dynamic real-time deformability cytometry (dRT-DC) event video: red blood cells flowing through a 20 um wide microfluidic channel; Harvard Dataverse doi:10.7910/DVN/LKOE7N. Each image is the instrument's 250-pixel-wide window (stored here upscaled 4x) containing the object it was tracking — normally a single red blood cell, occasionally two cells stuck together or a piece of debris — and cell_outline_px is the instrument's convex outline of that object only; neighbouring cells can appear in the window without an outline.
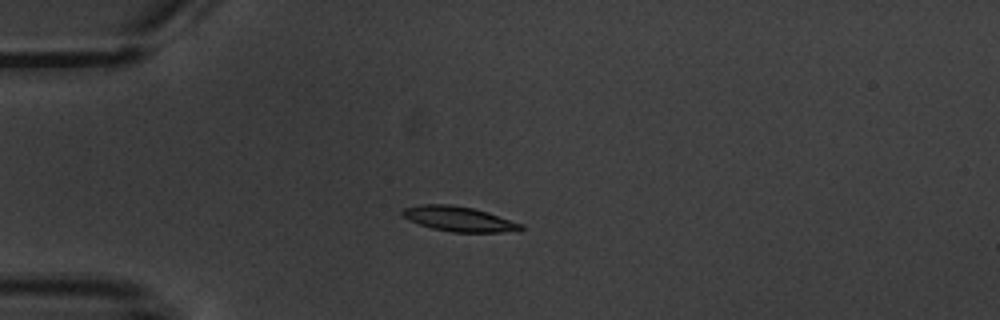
{"species": "common noctule bat (a hibernating species)", "species_latin": "Nyctalus noctula", "temperature_condition": "warm", "stored_images_in_passage": 7, "camera_frame_rate_fps": 3000, "um_per_image_px": 0.085, "animal": {"sex": "male", "body_mass_g": 20.1, "forearm_length_mm": 53.5}, "frame": {"image": 1, "passage_image": 4, "time_ms": 3.667, "image_size_px": [1000, 320], "cell_outline_px": [[524, 228], [520, 232], [452, 232], [432, 228], [408, 220], [400, 212], [404, 208], [420, 204], [448, 204], [472, 208], [488, 212], [524, 224]], "centroid_in_image_um": [39.06, 18.62], "position_along_channel_um": 45.9, "area_um2": 17.34}}
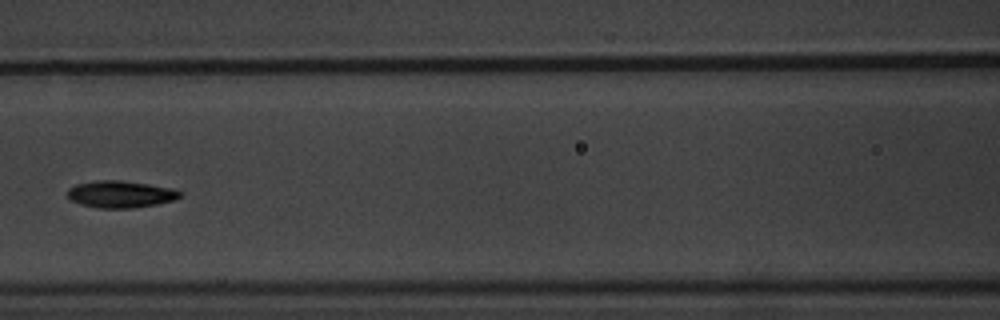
{"frame": {"image": 2, "passage_image": 7, "time_ms": 7.333, "image_size_px": [1000, 320], "cell_outline_px": [[184, 192], [176, 200], [156, 204], [132, 208], [100, 208], [80, 204], [68, 200], [68, 188], [76, 184], [100, 180], [120, 180], [172, 188]], "centroid_in_image_um": [10.24, 16.51], "position_along_channel_um": 156.4, "area_um2": 17.69}}